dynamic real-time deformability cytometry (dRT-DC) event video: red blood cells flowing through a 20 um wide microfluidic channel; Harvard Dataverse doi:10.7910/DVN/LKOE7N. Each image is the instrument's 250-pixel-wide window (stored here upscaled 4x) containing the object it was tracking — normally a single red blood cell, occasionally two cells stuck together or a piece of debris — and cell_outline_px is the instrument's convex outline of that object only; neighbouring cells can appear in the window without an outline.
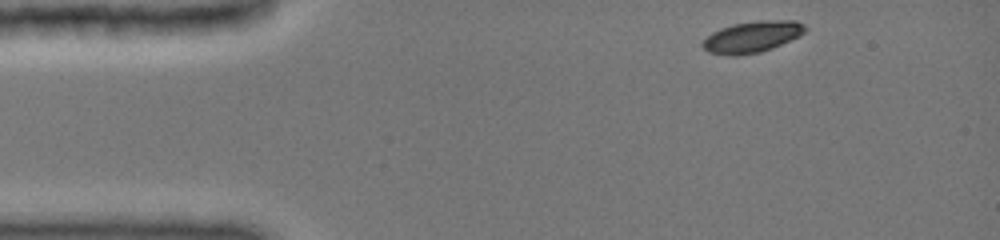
{"species": "common noctule bat (a hibernating species)", "species_latin": "Nyctalus noctula", "temperature_condition": "cold", "stored_images_in_passage": 50, "camera_frame_rate_fps": 3000, "um_per_image_px": 0.085, "animal": {"sex": "female", "body_mass_g": 19.0, "forearm_length_mm": 51.5}, "frame": {"image": 1, "passage_image": 1, "time_ms": 0.0, "image_size_px": [1000, 240], "cell_outline_px": [[808, 28], [804, 32], [780, 44], [756, 52], [712, 52], [704, 48], [700, 44], [712, 32], [720, 28], [732, 24], [760, 20], [796, 20], [804, 24]], "centroid_in_image_um": [63.97, 3.04], "position_along_channel_um": 21.0, "area_um2": 17.57}}
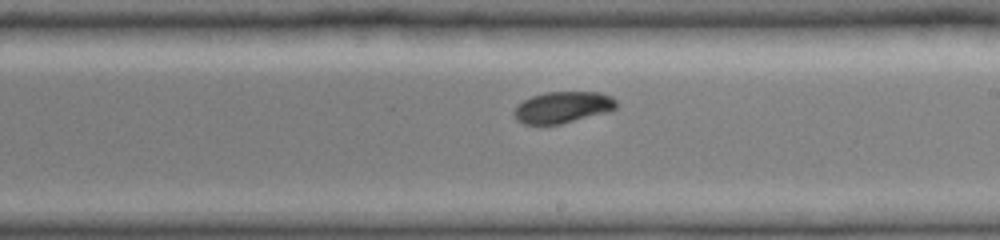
{"frame": {"image": 2, "passage_image": 28, "time_ms": 7.333, "image_size_px": [1000, 240], "cell_outline_px": [[616, 108], [604, 112], [560, 124], [524, 124], [516, 120], [512, 112], [524, 100], [532, 96], [544, 92], [600, 92], [612, 96], [616, 100]], "centroid_in_image_um": [47.8, 9.11], "position_along_channel_um": 241.2, "area_um2": 18.5}}
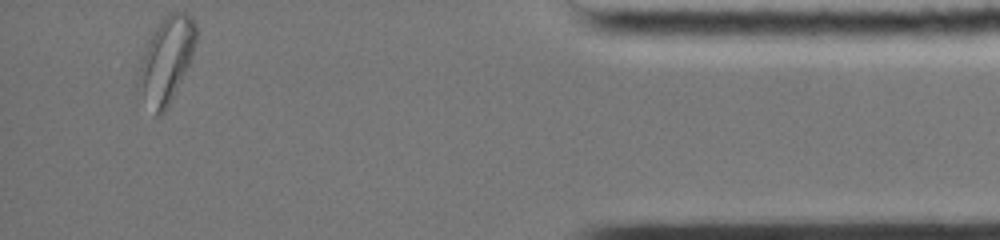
{"frame": {"image": 3, "passage_image": 49, "time_ms": 13.0, "image_size_px": [1000, 240], "cell_outline_px": [[196, 40], [192, 56], [164, 112], [160, 116], [156, 116], [136, 92], [136, 80], [140, 60], [144, 44], [152, 32], [164, 16], [172, 12], [188, 12], [192, 16], [196, 24]], "centroid_in_image_um": [14.07, 5.09], "position_along_channel_um": 421.1, "area_um2": 29.07}, "authors_computed_cell_mechanics": {"area_um2": 18.9295, "velocity_mm_per_s": 3.9506, "shape_relaxation_time_tau1_ms": 2.0067, "shape_relaxation_time_tau2_ms": null, "deformation_change_tau1": 0.1127, "deformation_change_tau2": null}}